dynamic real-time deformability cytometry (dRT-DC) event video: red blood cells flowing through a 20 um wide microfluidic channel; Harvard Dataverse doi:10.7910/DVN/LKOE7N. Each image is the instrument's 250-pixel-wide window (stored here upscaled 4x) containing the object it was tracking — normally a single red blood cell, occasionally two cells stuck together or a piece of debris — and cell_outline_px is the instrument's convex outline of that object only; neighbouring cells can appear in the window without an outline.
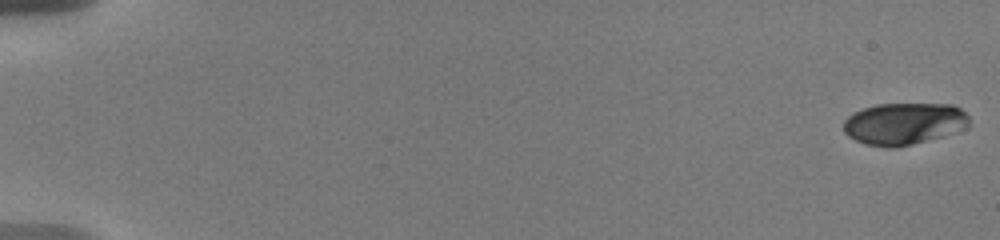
{"species": "human", "species_latin": "Homo sapiens", "temperature_condition": "warm", "stored_images_in_passage": 73, "camera_frame_rate_fps": 3000, "um_per_image_px": 0.085, "donor": {"sex": "male"}, "frame": {"image": 1, "passage_image": 1, "time_ms": 0.0, "image_size_px": [1000, 240], "cell_outline_px": [[968, 124], [936, 136], [912, 144], [896, 148], [884, 148], [864, 144], [848, 136], [844, 132], [844, 120], [852, 112], [876, 104], [952, 104], [960, 108], [968, 116]], "centroid_in_image_um": [76.71, 10.5], "position_along_channel_um": 8.3, "area_um2": 30.06}}
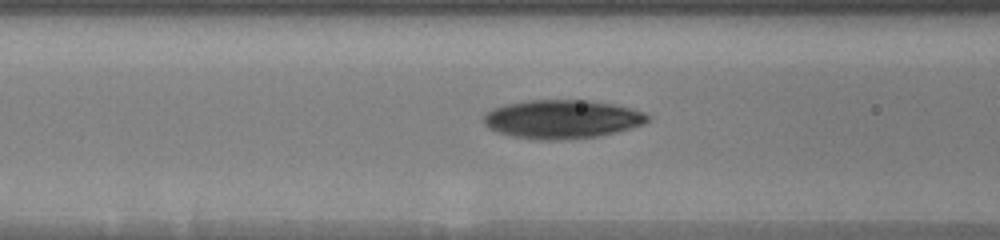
{"frame": {"image": 2, "passage_image": 30, "time_ms": 8.0, "image_size_px": [1000, 240], "cell_outline_px": [[648, 120], [644, 124], [596, 136], [552, 140], [540, 140], [512, 136], [488, 128], [484, 124], [484, 116], [488, 112], [496, 108], [508, 104], [528, 100], [592, 100], [632, 108], [644, 112], [648, 116]], "centroid_in_image_um": [47.78, 10.12], "position_along_channel_um": 118.8, "area_um2": 36.36}}
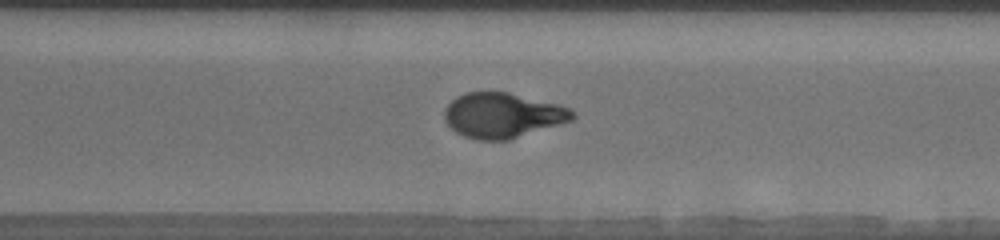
{"frame": {"image": 3, "passage_image": 64, "time_ms": 13.667, "image_size_px": [1000, 240], "cell_outline_px": [[576, 116], [572, 120], [560, 124], [508, 140], [476, 140], [464, 136], [456, 132], [444, 120], [444, 108], [456, 96], [464, 92], [508, 92], [556, 104], [568, 108]], "centroid_in_image_um": [42.67, 9.8], "position_along_channel_um": 327.9, "area_um2": 33.41}, "authors_computed_cell_mechanics": {"area_um2": 34.391, "velocity_mm_per_s": 3.6868, "shape_relaxation_time_tau1_ms": 5.1807, "shape_relaxation_time_tau2_ms": 1.4594, "deformation_change_tau1": 0.208, "deformation_change_tau2": 0.0665}}